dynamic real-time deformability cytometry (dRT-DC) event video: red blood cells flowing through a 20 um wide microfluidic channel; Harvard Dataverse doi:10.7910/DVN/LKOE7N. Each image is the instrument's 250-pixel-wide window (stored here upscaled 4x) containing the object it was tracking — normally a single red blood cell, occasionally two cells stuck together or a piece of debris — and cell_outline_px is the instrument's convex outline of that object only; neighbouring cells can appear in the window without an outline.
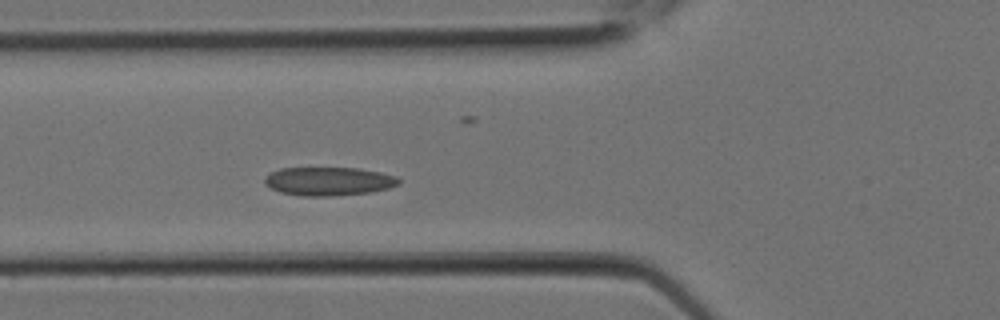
{"species": "Egyptian fruit bat (a non-hibernating species)", "species_latin": "Rousettus aegyptiacus", "temperature_condition": "room temperature", "stored_images_in_passage": 6, "camera_frame_rate_fps": 3000, "um_per_image_px": 0.085, "animal": {"sex": "female"}, "frame": {"image": 1, "passage_image": 6, "time_ms": 1.667, "image_size_px": [1000, 320], "cell_outline_px": [[400, 184], [388, 188], [368, 192], [332, 196], [300, 196], [280, 192], [264, 184], [264, 176], [268, 172], [280, 168], [360, 168], [380, 172], [396, 176], [400, 180]], "centroid_in_image_um": [27.89, 15.4], "position_along_channel_um": 97.9, "area_um2": 22.43}}